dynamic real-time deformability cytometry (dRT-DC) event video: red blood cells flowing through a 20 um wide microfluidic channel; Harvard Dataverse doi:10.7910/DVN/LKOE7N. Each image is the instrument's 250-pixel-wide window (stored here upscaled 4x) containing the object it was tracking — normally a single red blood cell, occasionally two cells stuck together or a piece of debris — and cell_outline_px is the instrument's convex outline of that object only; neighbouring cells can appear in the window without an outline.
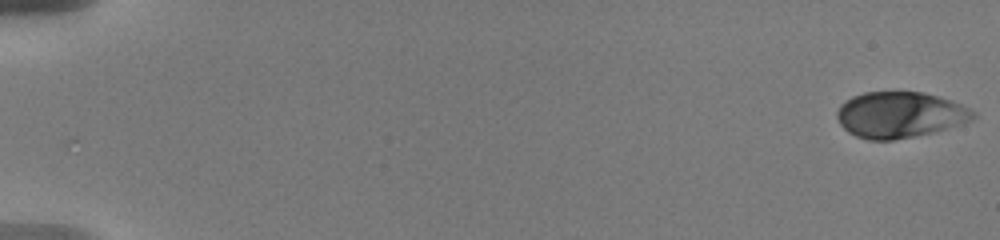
{"species": "human", "species_latin": "Homo sapiens", "temperature_condition": "warm", "stored_images_in_passage": 40, "camera_frame_rate_fps": 3000, "um_per_image_px": 0.085, "donor": {"sex": "male"}, "frame": {"image": 1, "passage_image": 1, "time_ms": 0.0, "image_size_px": [1000, 240], "cell_outline_px": [[976, 116], [972, 120], [932, 132], [892, 140], [868, 140], [856, 136], [848, 132], [840, 124], [836, 116], [836, 112], [840, 104], [852, 96], [864, 92], [924, 92], [960, 104], [976, 112]], "centroid_in_image_um": [76.43, 9.75], "position_along_channel_um": 8.6, "area_um2": 36.18}}
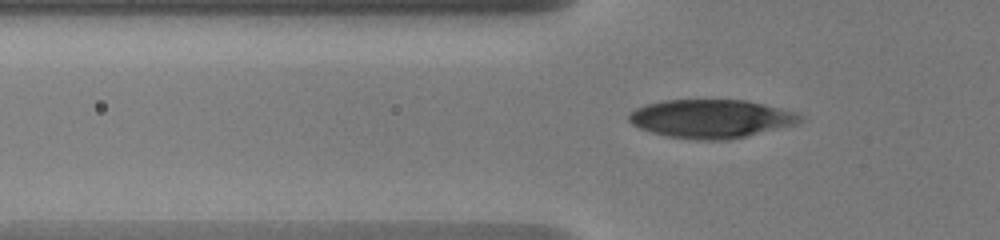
{"frame": {"image": 2, "passage_image": 32, "time_ms": 6.333, "image_size_px": [1000, 240], "cell_outline_px": [[804, 120], [796, 124], [728, 140], [696, 140], [668, 136], [652, 132], [640, 128], [632, 124], [628, 120], [628, 112], [644, 104], [664, 100], [744, 100], [764, 104], [796, 112], [804, 116]], "centroid_in_image_um": [60.43, 10.08], "position_along_channel_um": 65.4, "area_um2": 38.44}}
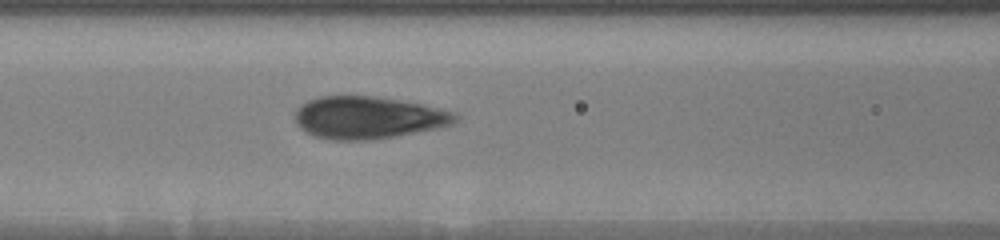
{"frame": {"image": 3, "passage_image": 40, "time_ms": 8.333, "image_size_px": [1000, 240], "cell_outline_px": [[460, 116], [452, 124], [436, 128], [396, 136], [372, 140], [328, 140], [312, 136], [304, 132], [296, 124], [296, 108], [300, 104], [308, 100], [320, 96], [372, 96], [400, 100], [424, 104], [452, 112]], "centroid_in_image_um": [31.24, 10.0], "position_along_channel_um": 135.4, "area_um2": 39.71}}